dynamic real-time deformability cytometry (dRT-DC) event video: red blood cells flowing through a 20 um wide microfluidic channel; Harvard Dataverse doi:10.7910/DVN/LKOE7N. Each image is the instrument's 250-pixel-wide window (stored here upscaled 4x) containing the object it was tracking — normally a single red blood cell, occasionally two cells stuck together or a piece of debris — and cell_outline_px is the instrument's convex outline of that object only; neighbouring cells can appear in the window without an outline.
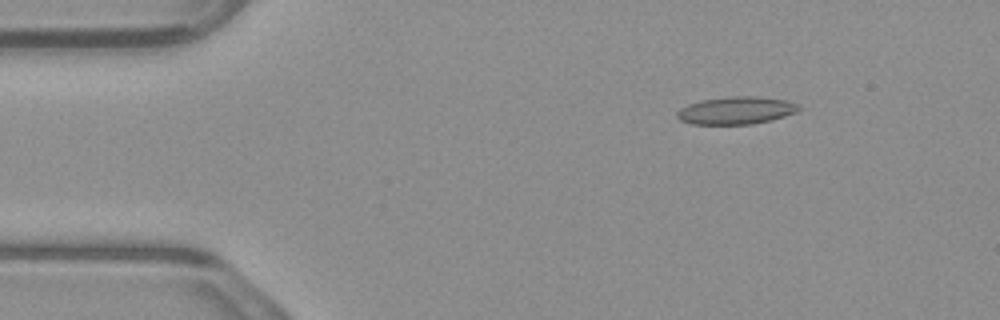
{"species": "common noctule bat (a hibernating species)", "species_latin": "Nyctalus noctula", "temperature_condition": "warm", "stored_images_in_passage": 47, "camera_frame_rate_fps": 3000, "um_per_image_px": 0.085, "animal": {"sex": "male", "body_mass_g": 23.1, "forearm_length_mm": 52.7}, "frame": {"image": 1, "passage_image": 2, "time_ms": 0.333, "image_size_px": [1000, 320], "cell_outline_px": [[800, 108], [796, 112], [772, 120], [752, 124], [692, 124], [680, 120], [676, 116], [676, 112], [680, 108], [688, 104], [700, 100], [728, 96], [756, 96], [788, 100], [796, 104]], "centroid_in_image_um": [62.54, 9.38], "position_along_channel_um": 22.5, "area_um2": 19.65}}
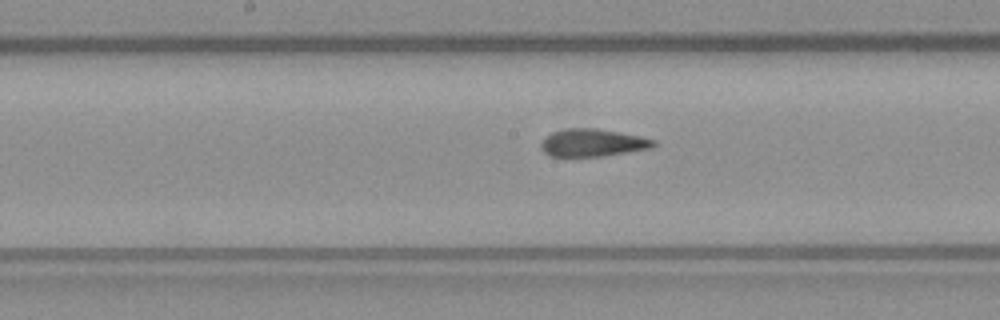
{"frame": {"image": 2, "passage_image": 21, "time_ms": 6.667, "image_size_px": [1000, 320], "cell_outline_px": [[656, 144], [652, 148], [600, 156], [548, 156], [540, 148], [540, 144], [552, 132], [568, 128], [596, 128], [640, 136], [656, 140]], "centroid_in_image_um": [50.37, 12.13], "position_along_channel_um": 197.8, "area_um2": 17.92}}
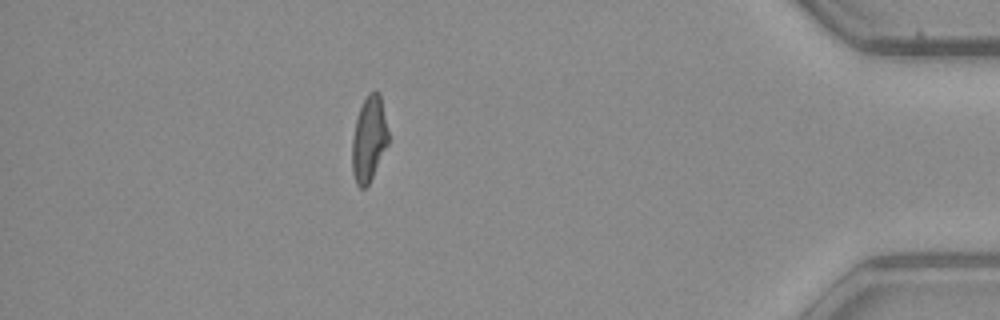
{"frame": {"image": 3, "passage_image": 41, "time_ms": 13.333, "image_size_px": [1000, 320], "cell_outline_px": [[388, 144], [368, 184], [364, 188], [360, 188], [356, 184], [352, 172], [352, 140], [356, 120], [360, 108], [368, 92], [380, 92], [388, 132]], "centroid_in_image_um": [31.35, 11.81], "position_along_channel_um": 403.8, "area_um2": 17.74}, "authors_computed_cell_mechanics": {"area_um2": 18.7272, "velocity_mm_per_s": 3.8856, "shape_relaxation_time_tau1_ms": 7.1257, "shape_relaxation_time_tau2_ms": 1.6007, "deformation_change_tau1": 0.1917, "deformation_change_tau2": 0.0984}}